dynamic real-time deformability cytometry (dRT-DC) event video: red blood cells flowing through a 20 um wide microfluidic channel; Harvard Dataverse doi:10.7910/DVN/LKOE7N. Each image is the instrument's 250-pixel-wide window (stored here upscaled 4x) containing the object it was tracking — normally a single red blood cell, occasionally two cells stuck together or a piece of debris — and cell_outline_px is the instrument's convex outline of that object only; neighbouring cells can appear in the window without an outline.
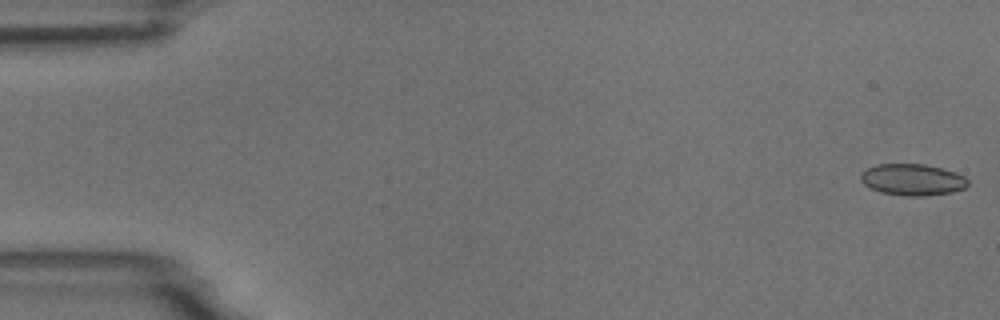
{"species": "common noctule bat (a hibernating species)", "species_latin": "Nyctalus noctula", "temperature_condition": "room temperature", "stored_images_in_passage": 3, "camera_frame_rate_fps": 3000, "um_per_image_px": 0.085, "animal": {"sex": "male", "body_mass_g": 18.8}, "frame": {"image": 1, "passage_image": 1, "time_ms": 0.0, "image_size_px": [1000, 320], "cell_outline_px": [[968, 184], [964, 188], [952, 192], [924, 196], [904, 196], [880, 192], [864, 184], [860, 180], [860, 172], [876, 164], [924, 164], [940, 168], [964, 176], [968, 180]], "centroid_in_image_um": [77.52, 15.27], "position_along_channel_um": 7.5, "area_um2": 19.59}}